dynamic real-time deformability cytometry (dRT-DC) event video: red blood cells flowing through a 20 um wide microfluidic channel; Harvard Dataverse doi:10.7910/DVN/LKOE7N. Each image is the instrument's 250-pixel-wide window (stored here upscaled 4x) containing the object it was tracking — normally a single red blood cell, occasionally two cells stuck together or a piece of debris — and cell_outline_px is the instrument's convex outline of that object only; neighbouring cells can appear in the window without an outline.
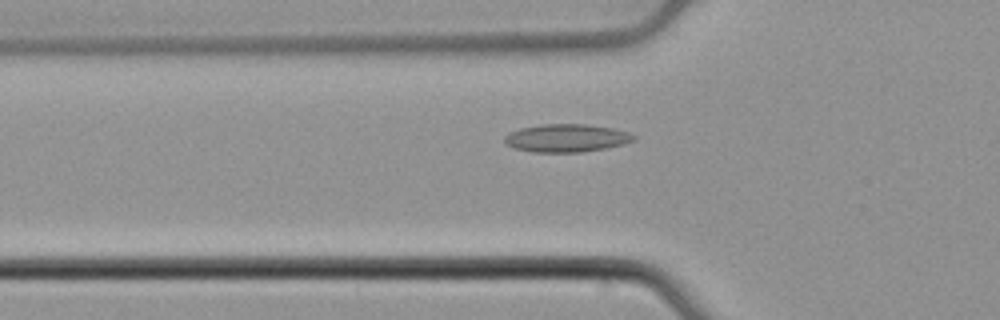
{"species": "common noctule bat (a hibernating species)", "species_latin": "Nyctalus noctula", "temperature_condition": "cold", "stored_images_in_passage": 53, "camera_frame_rate_fps": 3000, "um_per_image_px": 0.085, "animal": {"sex": "male", "body_mass_g": 21.5, "forearm_length_mm": 52.0}, "frame": {"image": 1, "passage_image": 18, "time_ms": 5.667, "image_size_px": [1000, 320], "cell_outline_px": [[636, 140], [604, 148], [580, 152], [532, 152], [512, 148], [504, 144], [504, 136], [508, 132], [520, 128], [540, 124], [584, 124], [612, 128], [628, 132], [636, 136]], "centroid_in_image_um": [48.07, 11.73], "position_along_channel_um": 77.7, "area_um2": 21.1}}
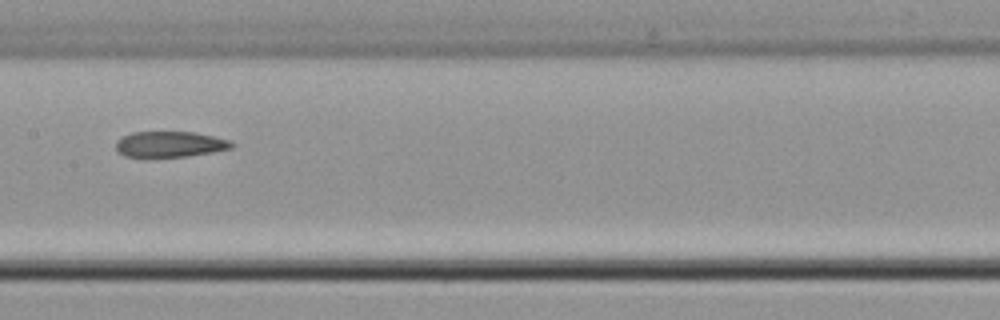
{"frame": {"image": 2, "passage_image": 27, "time_ms": 8.667, "image_size_px": [1000, 320], "cell_outline_px": [[236, 144], [232, 148], [212, 152], [184, 156], [148, 160], [144, 160], [124, 156], [116, 148], [116, 140], [120, 136], [132, 132], [196, 132], [232, 140]], "centroid_in_image_um": [14.39, 12.29], "position_along_channel_um": 193.0, "area_um2": 18.26}}
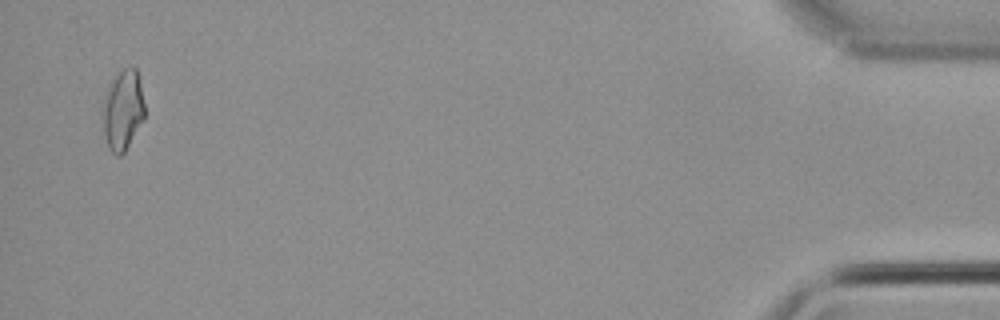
{"frame": {"image": 3, "passage_image": 52, "time_ms": 17.0, "image_size_px": [1000, 320], "cell_outline_px": [[144, 120], [124, 152], [120, 156], [116, 156], [108, 148], [104, 136], [104, 100], [116, 76], [124, 68], [136, 68], [140, 80], [144, 104]], "centroid_in_image_um": [10.48, 9.41], "position_along_channel_um": 424.7, "area_um2": 19.02}, "authors_computed_cell_mechanics": {"area_um2": 18.9584, "velocity_mm_per_s": 3.8287, "shape_relaxation_time_tau1_ms": null, "shape_relaxation_time_tau2_ms": 5.7009, "deformation_change_tau1": null, "deformation_change_tau2": 0.1304}}